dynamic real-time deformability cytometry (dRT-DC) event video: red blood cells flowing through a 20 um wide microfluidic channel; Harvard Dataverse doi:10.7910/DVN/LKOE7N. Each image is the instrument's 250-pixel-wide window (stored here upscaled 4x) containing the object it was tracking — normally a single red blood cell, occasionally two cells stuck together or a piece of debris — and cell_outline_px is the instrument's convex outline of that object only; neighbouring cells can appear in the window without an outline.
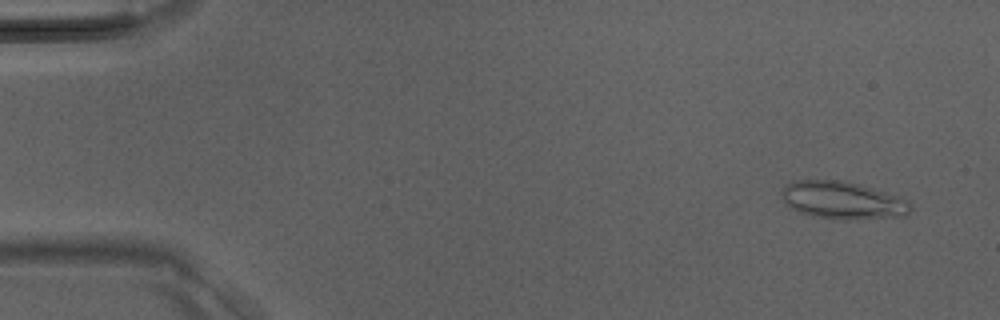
{"species": "Egyptian fruit bat (a non-hibernating species)", "species_latin": "Rousettus aegyptiacus", "temperature_condition": "room temperature", "stored_images_in_passage": 40, "camera_frame_rate_fps": 3000, "um_per_image_px": 0.085, "animal": {"sex": "male"}, "frame": {"image": 1, "passage_image": 2, "time_ms": 0.333, "image_size_px": [1000, 320], "cell_outline_px": [[912, 208], [908, 216], [856, 220], [832, 220], [812, 216], [800, 212], [792, 208], [784, 200], [784, 188], [788, 184], [796, 180], [844, 180], [860, 184], [900, 196], [908, 200], [912, 204]], "centroid_in_image_um": [71.74, 17.05], "position_along_channel_um": 13.3, "area_um2": 28.61}}
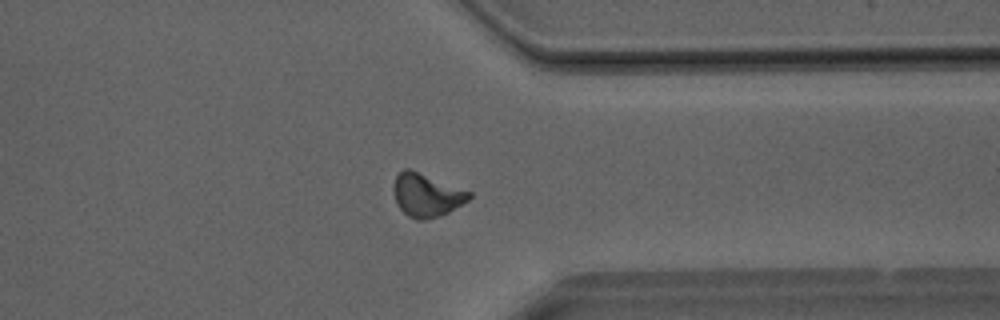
{"frame": {"image": 2, "passage_image": 31, "time_ms": 10.0, "image_size_px": [1000, 320], "cell_outline_px": [[472, 196], [468, 200], [448, 212], [440, 216], [424, 220], [416, 220], [408, 216], [396, 204], [396, 176], [404, 168], [408, 168], [472, 192]], "centroid_in_image_um": [36.29, 16.6], "position_along_channel_um": 375.1, "area_um2": 18.55}}
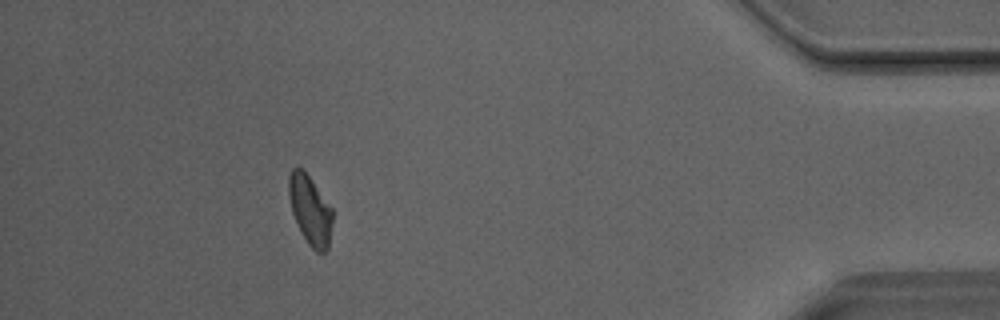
{"frame": {"image": 3, "passage_image": 36, "time_ms": 11.667, "image_size_px": [1000, 320], "cell_outline_px": [[332, 220], [328, 248], [324, 252], [316, 252], [308, 244], [300, 232], [292, 212], [288, 196], [288, 176], [292, 168], [304, 168], [332, 208]], "centroid_in_image_um": [26.34, 17.82], "position_along_channel_um": 408.9, "area_um2": 17.8}}